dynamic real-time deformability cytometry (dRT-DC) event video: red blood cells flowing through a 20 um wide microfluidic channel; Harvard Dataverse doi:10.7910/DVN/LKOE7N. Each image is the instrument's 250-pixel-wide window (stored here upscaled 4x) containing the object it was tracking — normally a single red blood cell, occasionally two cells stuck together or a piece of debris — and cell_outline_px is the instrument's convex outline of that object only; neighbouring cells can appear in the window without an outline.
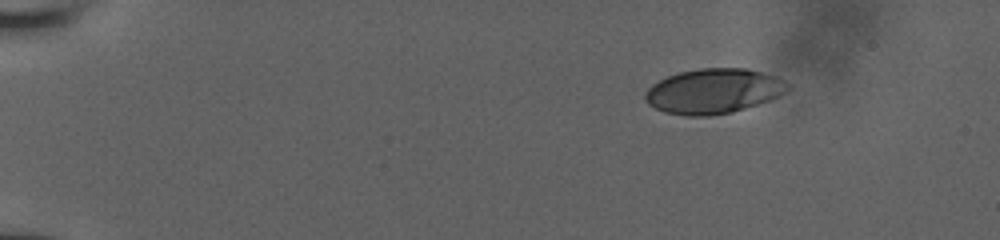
{"species": "human", "species_latin": "Homo sapiens", "temperature_condition": "room temperature", "stored_images_in_passage": 80, "camera_frame_rate_fps": 3000, "um_per_image_px": 0.085, "donor": {"sex": "male"}, "frame": {"image": 1, "passage_image": 1, "time_ms": 0.0, "image_size_px": [1000, 240], "cell_outline_px": [[792, 88], [788, 92], [780, 96], [732, 112], [708, 116], [684, 116], [664, 112], [648, 104], [644, 100], [644, 92], [652, 84], [668, 76], [680, 72], [700, 68], [748, 68], [776, 76], [792, 84]], "centroid_in_image_um": [60.68, 7.74], "position_along_channel_um": 24.3, "area_um2": 37.63}}
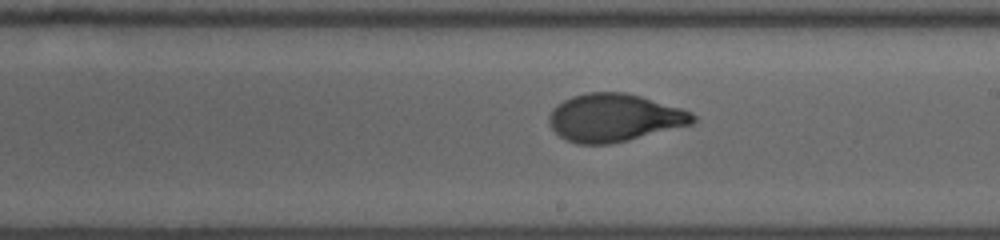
{"frame": {"image": 2, "passage_image": 35, "time_ms": 8.667, "image_size_px": [1000, 240], "cell_outline_px": [[696, 120], [692, 124], [628, 140], [608, 144], [576, 144], [560, 136], [552, 128], [548, 120], [548, 116], [552, 108], [564, 100], [572, 96], [588, 92], [624, 92], [640, 96], [680, 108], [692, 112], [696, 116]], "centroid_in_image_um": [52.2, 10.0], "position_along_channel_um": 236.8, "area_um2": 39.88}}
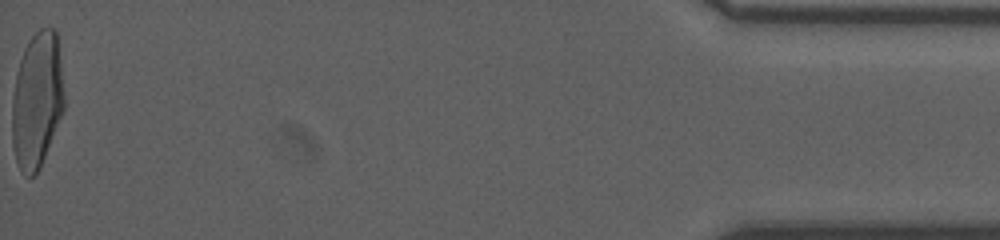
{"frame": {"image": 3, "passage_image": 79, "time_ms": 16.0, "image_size_px": [1000, 240], "cell_outline_px": [[64, 108], [40, 168], [32, 176], [24, 176], [20, 172], [16, 160], [12, 144], [12, 100], [16, 76], [20, 60], [24, 48], [28, 40], [40, 28], [56, 28], [64, 92]], "centroid_in_image_um": [3.13, 8.52], "position_along_channel_um": 432.1, "area_um2": 41.27}, "authors_computed_cell_mechanics": {"area_um2": 39.7375, "velocity_mm_per_s": 3.8684, "shape_relaxation_time_tau1_ms": 3.9719, "shape_relaxation_time_tau2_ms": null, "deformation_change_tau1": 0.2144, "deformation_change_tau2": null}}